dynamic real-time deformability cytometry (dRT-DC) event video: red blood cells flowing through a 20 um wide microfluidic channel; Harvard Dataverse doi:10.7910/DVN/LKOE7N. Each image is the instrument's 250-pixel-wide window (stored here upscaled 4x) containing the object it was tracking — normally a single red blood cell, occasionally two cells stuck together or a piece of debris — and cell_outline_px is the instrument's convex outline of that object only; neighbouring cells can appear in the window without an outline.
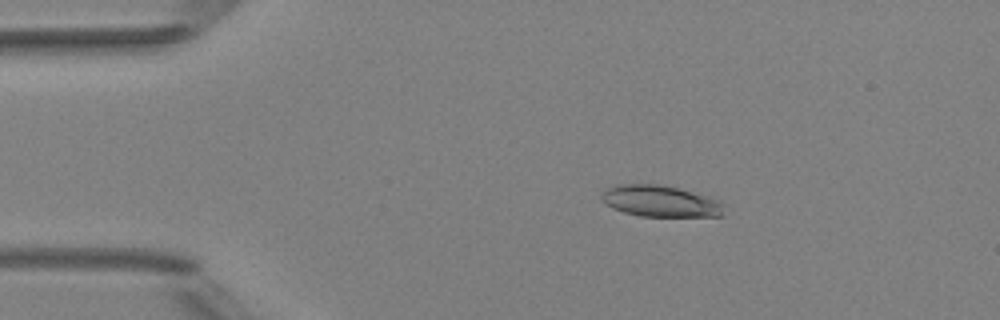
{"species": "Egyptian fruit bat (a non-hibernating species)", "species_latin": "Rousettus aegyptiacus", "temperature_condition": "room temperature", "stored_images_in_passage": 3, "camera_frame_rate_fps": 3000, "um_per_image_px": 0.085, "animal": {"sex": "female"}, "frame": {"image": 1, "passage_image": 2, "time_ms": 1.333, "image_size_px": [1000, 320], "cell_outline_px": [[724, 216], [640, 216], [624, 212], [612, 208], [604, 204], [600, 196], [600, 192], [604, 188], [616, 184], [656, 184], [676, 188], [720, 200], [724, 204]], "centroid_in_image_um": [56.07, 17.1], "position_along_channel_um": 28.9, "area_um2": 22.54}}